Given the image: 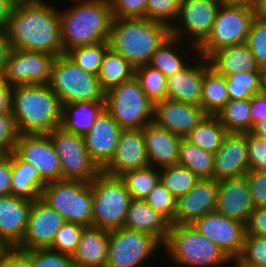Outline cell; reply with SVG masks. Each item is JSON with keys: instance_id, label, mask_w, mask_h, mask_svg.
Wrapping results in <instances>:
<instances>
[{"instance_id": "cell-1", "label": "cell", "mask_w": 266, "mask_h": 267, "mask_svg": "<svg viewBox=\"0 0 266 267\" xmlns=\"http://www.w3.org/2000/svg\"><path fill=\"white\" fill-rule=\"evenodd\" d=\"M42 0H18L5 27L12 49L64 55L58 9Z\"/></svg>"}, {"instance_id": "cell-2", "label": "cell", "mask_w": 266, "mask_h": 267, "mask_svg": "<svg viewBox=\"0 0 266 267\" xmlns=\"http://www.w3.org/2000/svg\"><path fill=\"white\" fill-rule=\"evenodd\" d=\"M11 112L19 134H47L60 126L62 104L47 84L17 85Z\"/></svg>"}, {"instance_id": "cell-3", "label": "cell", "mask_w": 266, "mask_h": 267, "mask_svg": "<svg viewBox=\"0 0 266 267\" xmlns=\"http://www.w3.org/2000/svg\"><path fill=\"white\" fill-rule=\"evenodd\" d=\"M76 5L58 11L64 54L69 50L108 41L113 20L109 0H73Z\"/></svg>"}, {"instance_id": "cell-4", "label": "cell", "mask_w": 266, "mask_h": 267, "mask_svg": "<svg viewBox=\"0 0 266 267\" xmlns=\"http://www.w3.org/2000/svg\"><path fill=\"white\" fill-rule=\"evenodd\" d=\"M171 35L170 27L146 18H113L109 48L134 68L146 65L157 48Z\"/></svg>"}, {"instance_id": "cell-5", "label": "cell", "mask_w": 266, "mask_h": 267, "mask_svg": "<svg viewBox=\"0 0 266 267\" xmlns=\"http://www.w3.org/2000/svg\"><path fill=\"white\" fill-rule=\"evenodd\" d=\"M162 247L168 251L173 263L179 266L222 267L232 262L218 246L191 224H170L167 239Z\"/></svg>"}, {"instance_id": "cell-6", "label": "cell", "mask_w": 266, "mask_h": 267, "mask_svg": "<svg viewBox=\"0 0 266 267\" xmlns=\"http://www.w3.org/2000/svg\"><path fill=\"white\" fill-rule=\"evenodd\" d=\"M90 184L92 226L108 231L123 227L131 201L124 180L101 171Z\"/></svg>"}, {"instance_id": "cell-7", "label": "cell", "mask_w": 266, "mask_h": 267, "mask_svg": "<svg viewBox=\"0 0 266 267\" xmlns=\"http://www.w3.org/2000/svg\"><path fill=\"white\" fill-rule=\"evenodd\" d=\"M105 110L122 129H142L153 122L154 103L135 75L105 93Z\"/></svg>"}, {"instance_id": "cell-8", "label": "cell", "mask_w": 266, "mask_h": 267, "mask_svg": "<svg viewBox=\"0 0 266 267\" xmlns=\"http://www.w3.org/2000/svg\"><path fill=\"white\" fill-rule=\"evenodd\" d=\"M47 85L59 97L61 104L105 99L97 76L84 71L66 54L55 57Z\"/></svg>"}, {"instance_id": "cell-9", "label": "cell", "mask_w": 266, "mask_h": 267, "mask_svg": "<svg viewBox=\"0 0 266 267\" xmlns=\"http://www.w3.org/2000/svg\"><path fill=\"white\" fill-rule=\"evenodd\" d=\"M40 198L55 209L65 222L92 226V188L88 182L60 180L47 183Z\"/></svg>"}, {"instance_id": "cell-10", "label": "cell", "mask_w": 266, "mask_h": 267, "mask_svg": "<svg viewBox=\"0 0 266 267\" xmlns=\"http://www.w3.org/2000/svg\"><path fill=\"white\" fill-rule=\"evenodd\" d=\"M255 13L253 7L220 5L210 35L197 49L208 58L220 48L246 44Z\"/></svg>"}, {"instance_id": "cell-11", "label": "cell", "mask_w": 266, "mask_h": 267, "mask_svg": "<svg viewBox=\"0 0 266 267\" xmlns=\"http://www.w3.org/2000/svg\"><path fill=\"white\" fill-rule=\"evenodd\" d=\"M47 134L60 158L62 180L91 183L102 171L88 154L83 136L60 126Z\"/></svg>"}, {"instance_id": "cell-12", "label": "cell", "mask_w": 266, "mask_h": 267, "mask_svg": "<svg viewBox=\"0 0 266 267\" xmlns=\"http://www.w3.org/2000/svg\"><path fill=\"white\" fill-rule=\"evenodd\" d=\"M163 244L154 236L119 228L109 231L106 267H140Z\"/></svg>"}, {"instance_id": "cell-13", "label": "cell", "mask_w": 266, "mask_h": 267, "mask_svg": "<svg viewBox=\"0 0 266 267\" xmlns=\"http://www.w3.org/2000/svg\"><path fill=\"white\" fill-rule=\"evenodd\" d=\"M219 6L217 0H181L177 17L181 24L175 22L170 27L171 36L192 38L190 45L197 52L211 33Z\"/></svg>"}, {"instance_id": "cell-14", "label": "cell", "mask_w": 266, "mask_h": 267, "mask_svg": "<svg viewBox=\"0 0 266 267\" xmlns=\"http://www.w3.org/2000/svg\"><path fill=\"white\" fill-rule=\"evenodd\" d=\"M54 59L55 56L41 51L12 49L3 78L10 87L48 84Z\"/></svg>"}, {"instance_id": "cell-15", "label": "cell", "mask_w": 266, "mask_h": 267, "mask_svg": "<svg viewBox=\"0 0 266 267\" xmlns=\"http://www.w3.org/2000/svg\"><path fill=\"white\" fill-rule=\"evenodd\" d=\"M14 152L46 183L62 180L60 158L48 134H18Z\"/></svg>"}, {"instance_id": "cell-16", "label": "cell", "mask_w": 266, "mask_h": 267, "mask_svg": "<svg viewBox=\"0 0 266 267\" xmlns=\"http://www.w3.org/2000/svg\"><path fill=\"white\" fill-rule=\"evenodd\" d=\"M191 225L218 246L233 263L240 256L245 236L243 223L215 211L205 214Z\"/></svg>"}, {"instance_id": "cell-17", "label": "cell", "mask_w": 266, "mask_h": 267, "mask_svg": "<svg viewBox=\"0 0 266 267\" xmlns=\"http://www.w3.org/2000/svg\"><path fill=\"white\" fill-rule=\"evenodd\" d=\"M64 222L63 217L41 198L34 200L25 234L16 248L23 251L49 248Z\"/></svg>"}, {"instance_id": "cell-18", "label": "cell", "mask_w": 266, "mask_h": 267, "mask_svg": "<svg viewBox=\"0 0 266 267\" xmlns=\"http://www.w3.org/2000/svg\"><path fill=\"white\" fill-rule=\"evenodd\" d=\"M206 115L199 105L165 99L154 103L153 122L186 138Z\"/></svg>"}, {"instance_id": "cell-19", "label": "cell", "mask_w": 266, "mask_h": 267, "mask_svg": "<svg viewBox=\"0 0 266 267\" xmlns=\"http://www.w3.org/2000/svg\"><path fill=\"white\" fill-rule=\"evenodd\" d=\"M218 181L200 178L195 186L176 201L174 224H192L207 213L216 211Z\"/></svg>"}, {"instance_id": "cell-20", "label": "cell", "mask_w": 266, "mask_h": 267, "mask_svg": "<svg viewBox=\"0 0 266 267\" xmlns=\"http://www.w3.org/2000/svg\"><path fill=\"white\" fill-rule=\"evenodd\" d=\"M248 171L247 133H227L214 154L213 178H240Z\"/></svg>"}, {"instance_id": "cell-21", "label": "cell", "mask_w": 266, "mask_h": 267, "mask_svg": "<svg viewBox=\"0 0 266 267\" xmlns=\"http://www.w3.org/2000/svg\"><path fill=\"white\" fill-rule=\"evenodd\" d=\"M150 166L142 129H122L115 154L102 169L106 174L121 176L124 173Z\"/></svg>"}, {"instance_id": "cell-22", "label": "cell", "mask_w": 266, "mask_h": 267, "mask_svg": "<svg viewBox=\"0 0 266 267\" xmlns=\"http://www.w3.org/2000/svg\"><path fill=\"white\" fill-rule=\"evenodd\" d=\"M121 131L122 128L104 109L84 136L86 150L101 170L113 158Z\"/></svg>"}, {"instance_id": "cell-23", "label": "cell", "mask_w": 266, "mask_h": 267, "mask_svg": "<svg viewBox=\"0 0 266 267\" xmlns=\"http://www.w3.org/2000/svg\"><path fill=\"white\" fill-rule=\"evenodd\" d=\"M254 206L246 177L218 181L216 212L244 225Z\"/></svg>"}, {"instance_id": "cell-24", "label": "cell", "mask_w": 266, "mask_h": 267, "mask_svg": "<svg viewBox=\"0 0 266 267\" xmlns=\"http://www.w3.org/2000/svg\"><path fill=\"white\" fill-rule=\"evenodd\" d=\"M32 202L13 195L0 196V242L5 248L21 243Z\"/></svg>"}, {"instance_id": "cell-25", "label": "cell", "mask_w": 266, "mask_h": 267, "mask_svg": "<svg viewBox=\"0 0 266 267\" xmlns=\"http://www.w3.org/2000/svg\"><path fill=\"white\" fill-rule=\"evenodd\" d=\"M142 132L150 166L160 169L178 164L182 137L159 127L154 122L142 128Z\"/></svg>"}, {"instance_id": "cell-26", "label": "cell", "mask_w": 266, "mask_h": 267, "mask_svg": "<svg viewBox=\"0 0 266 267\" xmlns=\"http://www.w3.org/2000/svg\"><path fill=\"white\" fill-rule=\"evenodd\" d=\"M200 58V59H199ZM167 77V99L200 106L203 82V57ZM194 65V66H193Z\"/></svg>"}, {"instance_id": "cell-27", "label": "cell", "mask_w": 266, "mask_h": 267, "mask_svg": "<svg viewBox=\"0 0 266 267\" xmlns=\"http://www.w3.org/2000/svg\"><path fill=\"white\" fill-rule=\"evenodd\" d=\"M109 231L94 226L83 228L75 253L74 267H106Z\"/></svg>"}, {"instance_id": "cell-28", "label": "cell", "mask_w": 266, "mask_h": 267, "mask_svg": "<svg viewBox=\"0 0 266 267\" xmlns=\"http://www.w3.org/2000/svg\"><path fill=\"white\" fill-rule=\"evenodd\" d=\"M123 228L148 233L164 244L170 222L151 208L145 200L131 199Z\"/></svg>"}, {"instance_id": "cell-29", "label": "cell", "mask_w": 266, "mask_h": 267, "mask_svg": "<svg viewBox=\"0 0 266 267\" xmlns=\"http://www.w3.org/2000/svg\"><path fill=\"white\" fill-rule=\"evenodd\" d=\"M210 67L222 76L240 71H261L250 48L246 44L218 49L207 58Z\"/></svg>"}, {"instance_id": "cell-30", "label": "cell", "mask_w": 266, "mask_h": 267, "mask_svg": "<svg viewBox=\"0 0 266 267\" xmlns=\"http://www.w3.org/2000/svg\"><path fill=\"white\" fill-rule=\"evenodd\" d=\"M104 109L105 101H79L62 104L60 127L84 137Z\"/></svg>"}, {"instance_id": "cell-31", "label": "cell", "mask_w": 266, "mask_h": 267, "mask_svg": "<svg viewBox=\"0 0 266 267\" xmlns=\"http://www.w3.org/2000/svg\"><path fill=\"white\" fill-rule=\"evenodd\" d=\"M11 169V195L28 201L40 198L42 188L47 183L39 172L15 152L11 153Z\"/></svg>"}, {"instance_id": "cell-32", "label": "cell", "mask_w": 266, "mask_h": 267, "mask_svg": "<svg viewBox=\"0 0 266 267\" xmlns=\"http://www.w3.org/2000/svg\"><path fill=\"white\" fill-rule=\"evenodd\" d=\"M226 77L217 73L203 57V82L200 106L207 115H216L229 101Z\"/></svg>"}, {"instance_id": "cell-33", "label": "cell", "mask_w": 266, "mask_h": 267, "mask_svg": "<svg viewBox=\"0 0 266 267\" xmlns=\"http://www.w3.org/2000/svg\"><path fill=\"white\" fill-rule=\"evenodd\" d=\"M135 68L120 54L110 48L105 52L97 74L101 89L106 93L111 88L131 79Z\"/></svg>"}, {"instance_id": "cell-34", "label": "cell", "mask_w": 266, "mask_h": 267, "mask_svg": "<svg viewBox=\"0 0 266 267\" xmlns=\"http://www.w3.org/2000/svg\"><path fill=\"white\" fill-rule=\"evenodd\" d=\"M226 134V129L216 115H206L187 135L186 139L195 146L215 154L221 147Z\"/></svg>"}, {"instance_id": "cell-35", "label": "cell", "mask_w": 266, "mask_h": 267, "mask_svg": "<svg viewBox=\"0 0 266 267\" xmlns=\"http://www.w3.org/2000/svg\"><path fill=\"white\" fill-rule=\"evenodd\" d=\"M178 165L187 167L199 178H213L214 154L182 138L179 145Z\"/></svg>"}, {"instance_id": "cell-36", "label": "cell", "mask_w": 266, "mask_h": 267, "mask_svg": "<svg viewBox=\"0 0 266 267\" xmlns=\"http://www.w3.org/2000/svg\"><path fill=\"white\" fill-rule=\"evenodd\" d=\"M227 133L251 131L250 98L229 100L216 114Z\"/></svg>"}, {"instance_id": "cell-37", "label": "cell", "mask_w": 266, "mask_h": 267, "mask_svg": "<svg viewBox=\"0 0 266 267\" xmlns=\"http://www.w3.org/2000/svg\"><path fill=\"white\" fill-rule=\"evenodd\" d=\"M180 41L170 35L153 53L148 65L159 69L166 77L181 71L189 64V61L183 59L179 50H175Z\"/></svg>"}, {"instance_id": "cell-38", "label": "cell", "mask_w": 266, "mask_h": 267, "mask_svg": "<svg viewBox=\"0 0 266 267\" xmlns=\"http://www.w3.org/2000/svg\"><path fill=\"white\" fill-rule=\"evenodd\" d=\"M225 77L230 100L251 98L264 89L262 71H240Z\"/></svg>"}, {"instance_id": "cell-39", "label": "cell", "mask_w": 266, "mask_h": 267, "mask_svg": "<svg viewBox=\"0 0 266 267\" xmlns=\"http://www.w3.org/2000/svg\"><path fill=\"white\" fill-rule=\"evenodd\" d=\"M159 179L160 183L178 199L187 194L200 178L187 167L177 164L160 168Z\"/></svg>"}, {"instance_id": "cell-40", "label": "cell", "mask_w": 266, "mask_h": 267, "mask_svg": "<svg viewBox=\"0 0 266 267\" xmlns=\"http://www.w3.org/2000/svg\"><path fill=\"white\" fill-rule=\"evenodd\" d=\"M126 185L131 199L145 200L160 182L159 169L153 166L131 170L120 176Z\"/></svg>"}, {"instance_id": "cell-41", "label": "cell", "mask_w": 266, "mask_h": 267, "mask_svg": "<svg viewBox=\"0 0 266 267\" xmlns=\"http://www.w3.org/2000/svg\"><path fill=\"white\" fill-rule=\"evenodd\" d=\"M135 77L153 103L167 99V77L159 69L142 65L135 68Z\"/></svg>"}, {"instance_id": "cell-42", "label": "cell", "mask_w": 266, "mask_h": 267, "mask_svg": "<svg viewBox=\"0 0 266 267\" xmlns=\"http://www.w3.org/2000/svg\"><path fill=\"white\" fill-rule=\"evenodd\" d=\"M108 49V41H103L93 45L73 48L69 50L66 55L84 71L97 76L105 52Z\"/></svg>"}, {"instance_id": "cell-43", "label": "cell", "mask_w": 266, "mask_h": 267, "mask_svg": "<svg viewBox=\"0 0 266 267\" xmlns=\"http://www.w3.org/2000/svg\"><path fill=\"white\" fill-rule=\"evenodd\" d=\"M234 265L235 267H266V237L245 234L242 252Z\"/></svg>"}, {"instance_id": "cell-44", "label": "cell", "mask_w": 266, "mask_h": 267, "mask_svg": "<svg viewBox=\"0 0 266 267\" xmlns=\"http://www.w3.org/2000/svg\"><path fill=\"white\" fill-rule=\"evenodd\" d=\"M83 228L84 226L76 223L64 222L49 249L72 256L79 244Z\"/></svg>"}, {"instance_id": "cell-45", "label": "cell", "mask_w": 266, "mask_h": 267, "mask_svg": "<svg viewBox=\"0 0 266 267\" xmlns=\"http://www.w3.org/2000/svg\"><path fill=\"white\" fill-rule=\"evenodd\" d=\"M246 45L250 48L257 65L266 71V22L255 17L250 26Z\"/></svg>"}, {"instance_id": "cell-46", "label": "cell", "mask_w": 266, "mask_h": 267, "mask_svg": "<svg viewBox=\"0 0 266 267\" xmlns=\"http://www.w3.org/2000/svg\"><path fill=\"white\" fill-rule=\"evenodd\" d=\"M181 0H148L146 19L161 22L171 27L176 22ZM176 19L175 21H173Z\"/></svg>"}, {"instance_id": "cell-47", "label": "cell", "mask_w": 266, "mask_h": 267, "mask_svg": "<svg viewBox=\"0 0 266 267\" xmlns=\"http://www.w3.org/2000/svg\"><path fill=\"white\" fill-rule=\"evenodd\" d=\"M177 199L160 182L149 193L145 202L155 211L163 215L170 224H174Z\"/></svg>"}, {"instance_id": "cell-48", "label": "cell", "mask_w": 266, "mask_h": 267, "mask_svg": "<svg viewBox=\"0 0 266 267\" xmlns=\"http://www.w3.org/2000/svg\"><path fill=\"white\" fill-rule=\"evenodd\" d=\"M31 258L32 267H74L72 256L49 248L25 251Z\"/></svg>"}, {"instance_id": "cell-49", "label": "cell", "mask_w": 266, "mask_h": 267, "mask_svg": "<svg viewBox=\"0 0 266 267\" xmlns=\"http://www.w3.org/2000/svg\"><path fill=\"white\" fill-rule=\"evenodd\" d=\"M249 170L266 171V139L247 133Z\"/></svg>"}, {"instance_id": "cell-50", "label": "cell", "mask_w": 266, "mask_h": 267, "mask_svg": "<svg viewBox=\"0 0 266 267\" xmlns=\"http://www.w3.org/2000/svg\"><path fill=\"white\" fill-rule=\"evenodd\" d=\"M113 18H146L148 0H109Z\"/></svg>"}, {"instance_id": "cell-51", "label": "cell", "mask_w": 266, "mask_h": 267, "mask_svg": "<svg viewBox=\"0 0 266 267\" xmlns=\"http://www.w3.org/2000/svg\"><path fill=\"white\" fill-rule=\"evenodd\" d=\"M18 134L12 112L0 113V153L14 152Z\"/></svg>"}, {"instance_id": "cell-52", "label": "cell", "mask_w": 266, "mask_h": 267, "mask_svg": "<svg viewBox=\"0 0 266 267\" xmlns=\"http://www.w3.org/2000/svg\"><path fill=\"white\" fill-rule=\"evenodd\" d=\"M245 177L253 206H266V171L249 170Z\"/></svg>"}, {"instance_id": "cell-53", "label": "cell", "mask_w": 266, "mask_h": 267, "mask_svg": "<svg viewBox=\"0 0 266 267\" xmlns=\"http://www.w3.org/2000/svg\"><path fill=\"white\" fill-rule=\"evenodd\" d=\"M0 267H32L31 258L16 247L4 248L0 252Z\"/></svg>"}, {"instance_id": "cell-54", "label": "cell", "mask_w": 266, "mask_h": 267, "mask_svg": "<svg viewBox=\"0 0 266 267\" xmlns=\"http://www.w3.org/2000/svg\"><path fill=\"white\" fill-rule=\"evenodd\" d=\"M245 234L266 237V206L254 207L245 224Z\"/></svg>"}, {"instance_id": "cell-55", "label": "cell", "mask_w": 266, "mask_h": 267, "mask_svg": "<svg viewBox=\"0 0 266 267\" xmlns=\"http://www.w3.org/2000/svg\"><path fill=\"white\" fill-rule=\"evenodd\" d=\"M251 130L260 121H266V91L254 94L250 98Z\"/></svg>"}, {"instance_id": "cell-56", "label": "cell", "mask_w": 266, "mask_h": 267, "mask_svg": "<svg viewBox=\"0 0 266 267\" xmlns=\"http://www.w3.org/2000/svg\"><path fill=\"white\" fill-rule=\"evenodd\" d=\"M11 153H0V196L11 195Z\"/></svg>"}, {"instance_id": "cell-57", "label": "cell", "mask_w": 266, "mask_h": 267, "mask_svg": "<svg viewBox=\"0 0 266 267\" xmlns=\"http://www.w3.org/2000/svg\"><path fill=\"white\" fill-rule=\"evenodd\" d=\"M11 88L0 74V113L11 112Z\"/></svg>"}, {"instance_id": "cell-58", "label": "cell", "mask_w": 266, "mask_h": 267, "mask_svg": "<svg viewBox=\"0 0 266 267\" xmlns=\"http://www.w3.org/2000/svg\"><path fill=\"white\" fill-rule=\"evenodd\" d=\"M12 47L5 29H0V74L3 73Z\"/></svg>"}, {"instance_id": "cell-59", "label": "cell", "mask_w": 266, "mask_h": 267, "mask_svg": "<svg viewBox=\"0 0 266 267\" xmlns=\"http://www.w3.org/2000/svg\"><path fill=\"white\" fill-rule=\"evenodd\" d=\"M18 0H0V29H5Z\"/></svg>"}, {"instance_id": "cell-60", "label": "cell", "mask_w": 266, "mask_h": 267, "mask_svg": "<svg viewBox=\"0 0 266 267\" xmlns=\"http://www.w3.org/2000/svg\"><path fill=\"white\" fill-rule=\"evenodd\" d=\"M253 9L255 17L266 22V0H255Z\"/></svg>"}, {"instance_id": "cell-61", "label": "cell", "mask_w": 266, "mask_h": 267, "mask_svg": "<svg viewBox=\"0 0 266 267\" xmlns=\"http://www.w3.org/2000/svg\"><path fill=\"white\" fill-rule=\"evenodd\" d=\"M223 6L253 7L255 0H217Z\"/></svg>"}, {"instance_id": "cell-62", "label": "cell", "mask_w": 266, "mask_h": 267, "mask_svg": "<svg viewBox=\"0 0 266 267\" xmlns=\"http://www.w3.org/2000/svg\"><path fill=\"white\" fill-rule=\"evenodd\" d=\"M250 132L257 137L266 139V121L255 124Z\"/></svg>"}, {"instance_id": "cell-63", "label": "cell", "mask_w": 266, "mask_h": 267, "mask_svg": "<svg viewBox=\"0 0 266 267\" xmlns=\"http://www.w3.org/2000/svg\"><path fill=\"white\" fill-rule=\"evenodd\" d=\"M264 90L266 91V71L263 73Z\"/></svg>"}, {"instance_id": "cell-64", "label": "cell", "mask_w": 266, "mask_h": 267, "mask_svg": "<svg viewBox=\"0 0 266 267\" xmlns=\"http://www.w3.org/2000/svg\"><path fill=\"white\" fill-rule=\"evenodd\" d=\"M5 247L1 244L0 242V252L4 249Z\"/></svg>"}]
</instances>
